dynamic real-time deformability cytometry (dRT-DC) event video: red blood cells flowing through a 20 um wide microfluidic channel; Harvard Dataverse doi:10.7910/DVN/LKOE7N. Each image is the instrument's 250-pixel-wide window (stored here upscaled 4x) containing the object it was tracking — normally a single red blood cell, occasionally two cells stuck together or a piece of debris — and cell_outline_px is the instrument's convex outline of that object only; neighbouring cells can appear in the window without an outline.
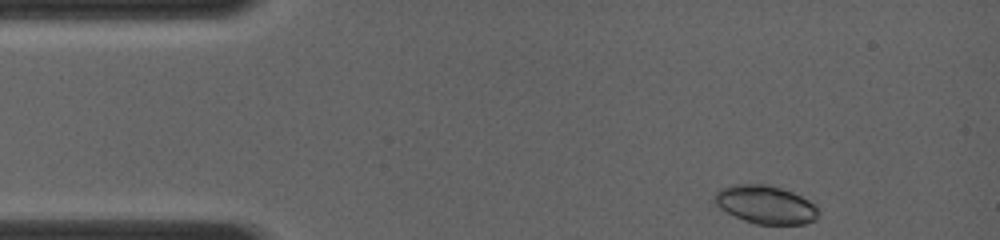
{"species": "common noctule bat (a hibernating species)", "species_latin": "Nyctalus noctula", "temperature_condition": "room temperature", "stored_images_in_passage": 8, "camera_frame_rate_fps": 4000, "um_per_image_px": 0.085, "animal": {"sex": "female", "body_mass_g": 19.0, "forearm_length_mm": 56.7}, "frame": {"image": 1, "passage_image": 1, "time_ms": 0.0, "image_size_px": [1000, 240], "cell_outline_px": [[820, 216], [816, 220], [804, 224], [756, 224], [744, 220], [720, 208], [712, 200], [716, 192], [720, 188], [732, 184], [768, 184], [792, 192], [816, 204], [820, 212]], "centroid_in_image_um": [65.1, 17.39], "position_along_channel_um": 19.9, "area_um2": 23.29}}
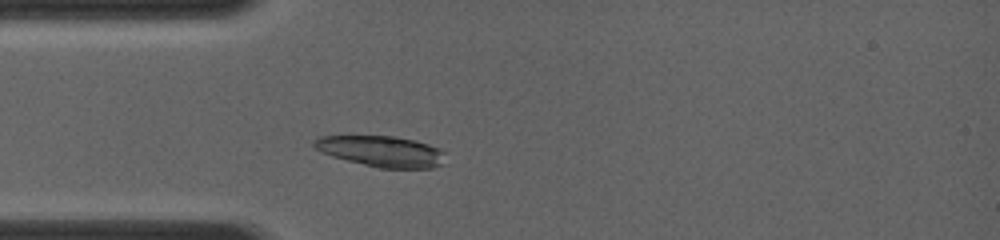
{"frame": {"image": 2, "passage_image": 5, "time_ms": 2.25, "image_size_px": [1000, 240], "cell_outline_px": [[444, 164], [432, 168], [380, 168], [332, 156], [320, 152], [312, 144], [312, 140], [320, 136], [396, 136], [416, 140], [440, 148], [444, 152]], "centroid_in_image_um": [32.44, 12.85], "position_along_channel_um": 52.6, "area_um2": 23.7}}
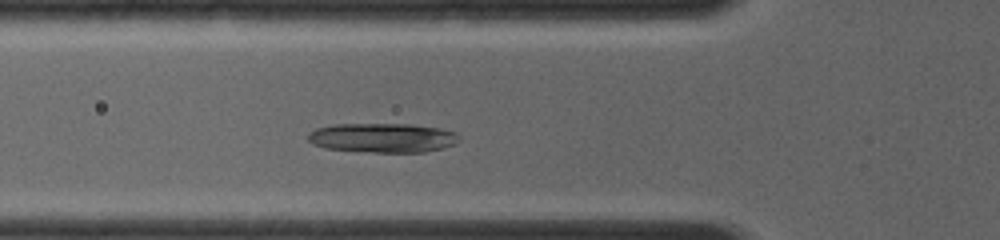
{"frame": {"image": 3, "passage_image": 7, "time_ms": 3.25, "image_size_px": [1000, 240], "cell_outline_px": [[460, 140], [456, 144], [424, 152], [376, 152], [328, 148], [312, 144], [308, 140], [308, 132], [316, 128], [332, 124], [408, 124], [440, 128], [456, 132], [460, 136]], "centroid_in_image_um": [32.54, 11.7], "position_along_channel_um": 93.3, "area_um2": 25.84}}